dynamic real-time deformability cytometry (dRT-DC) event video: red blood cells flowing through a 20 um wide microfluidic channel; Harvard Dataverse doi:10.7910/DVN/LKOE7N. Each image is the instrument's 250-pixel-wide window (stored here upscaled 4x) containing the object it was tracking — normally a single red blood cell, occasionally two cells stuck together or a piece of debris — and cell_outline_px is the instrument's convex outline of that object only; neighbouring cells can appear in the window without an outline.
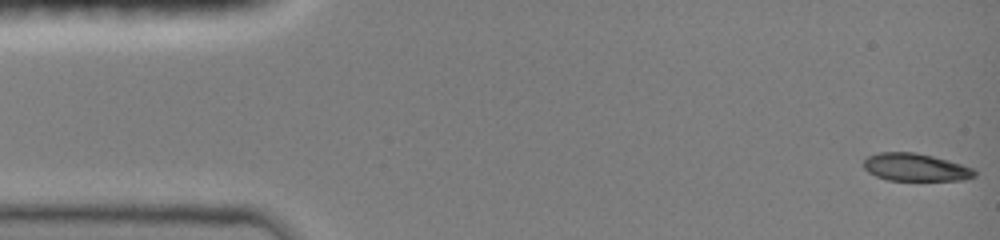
{"species": "common noctule bat (a hibernating species)", "species_latin": "Nyctalus noctula", "temperature_condition": "room temperature", "stored_images_in_passage": 47, "camera_frame_rate_fps": 3000, "um_per_image_px": 0.085, "animal": {"sex": "female", "body_mass_g": 19.0, "forearm_length_mm": 51.5}, "frame": {"image": 1, "passage_image": 1, "time_ms": 0.0, "image_size_px": [1000, 240], "cell_outline_px": [[976, 176], [964, 180], [888, 180], [876, 176], [868, 172], [864, 168], [864, 160], [868, 156], [880, 152], [916, 152], [948, 160], [972, 168], [976, 172]], "centroid_in_image_um": [77.81, 14.22], "position_along_channel_um": 7.2, "area_um2": 17.8}}
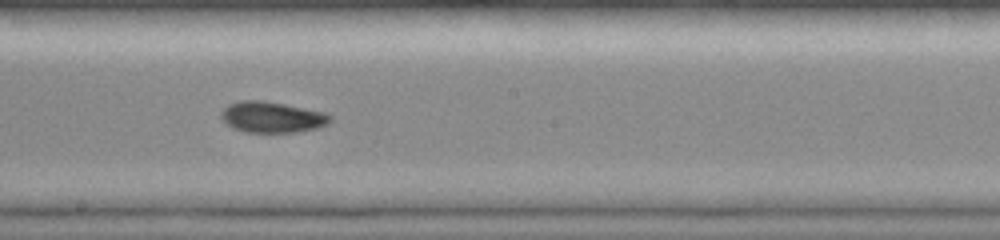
{"frame": {"image": 2, "passage_image": 26, "time_ms": 8.333, "image_size_px": [1000, 240], "cell_outline_px": [[332, 120], [328, 124], [320, 128], [296, 132], [244, 132], [232, 128], [220, 116], [220, 112], [228, 104], [240, 100], [264, 100], [328, 112], [332, 116]], "centroid_in_image_um": [23.17, 9.95], "position_along_channel_um": 225.0, "area_um2": 20.06}}
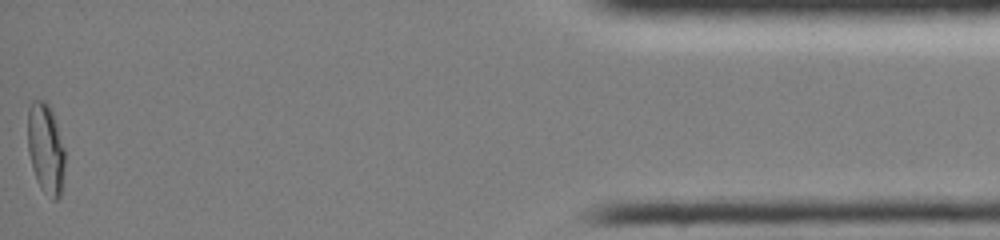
{"frame": {"image": 3, "passage_image": 47, "time_ms": 15.333, "image_size_px": [1000, 240], "cell_outline_px": [[64, 168], [60, 196], [56, 200], [52, 200], [40, 188], [36, 180], [32, 168], [28, 152], [28, 108], [32, 100], [44, 100], [48, 104], [52, 112], [64, 148]], "centroid_in_image_um": [3.87, 12.65], "position_along_channel_um": 431.3, "area_um2": 19.54}, "authors_computed_cell_mechanics": {"area_um2": 19.1896, "velocity_mm_per_s": 4.0772, "shape_relaxation_time_tau1_ms": 7.3732, "shape_relaxation_time_tau2_ms": 2.9052, "deformation_change_tau1": 0.1744, "deformation_change_tau2": 0.0465}}